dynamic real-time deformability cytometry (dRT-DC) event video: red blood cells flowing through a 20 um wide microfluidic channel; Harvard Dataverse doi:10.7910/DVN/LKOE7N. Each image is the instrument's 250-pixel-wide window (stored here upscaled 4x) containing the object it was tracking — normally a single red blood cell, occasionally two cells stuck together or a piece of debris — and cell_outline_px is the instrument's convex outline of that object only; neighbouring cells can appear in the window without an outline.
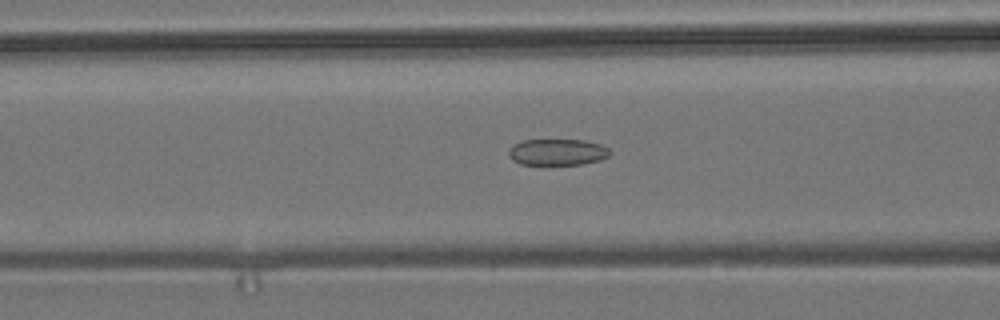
{"species": "common noctule bat (a hibernating species)", "species_latin": "Nyctalus noctula", "temperature_condition": "room temperature", "stored_images_in_passage": 32, "camera_frame_rate_fps": 3000, "um_per_image_px": 0.085, "animal": {"sex": "male", "body_mass_g": 19.2, "forearm_length_mm": 51.8}, "frame": {"image": 1, "passage_image": 13, "time_ms": 4.0, "image_size_px": [1000, 320], "cell_outline_px": [[612, 152], [608, 156], [600, 160], [584, 164], [520, 164], [512, 160], [508, 156], [508, 148], [512, 144], [520, 140], [584, 140], [600, 144], [608, 148]], "centroid_in_image_um": [47.34, 12.92], "position_along_channel_um": 119.3, "area_um2": 15.72}}
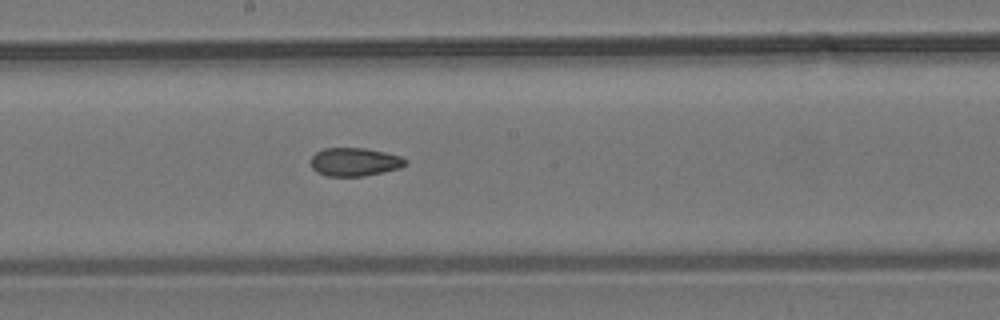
{"frame": {"image": 2, "passage_image": 21, "time_ms": 6.667, "image_size_px": [1000, 320], "cell_outline_px": [[408, 164], [400, 168], [384, 172], [364, 176], [328, 176], [316, 172], [312, 168], [312, 156], [316, 152], [324, 148], [364, 148], [384, 152], [400, 156], [408, 160]], "centroid_in_image_um": [30.17, 13.77], "position_along_channel_um": 218.0, "area_um2": 15.66}}
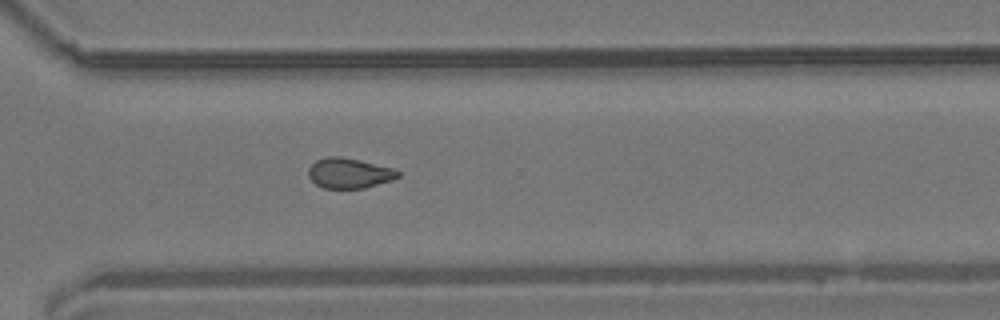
{"frame": {"image": 3, "passage_image": 31, "time_ms": 10.0, "image_size_px": [1000, 320], "cell_outline_px": [[400, 176], [392, 180], [364, 188], [324, 188], [316, 184], [308, 176], [308, 168], [316, 160], [328, 156], [340, 156], [360, 160], [396, 168], [400, 172]], "centroid_in_image_um": [29.7, 14.7], "position_along_channel_um": 340.9, "area_um2": 15.9}}